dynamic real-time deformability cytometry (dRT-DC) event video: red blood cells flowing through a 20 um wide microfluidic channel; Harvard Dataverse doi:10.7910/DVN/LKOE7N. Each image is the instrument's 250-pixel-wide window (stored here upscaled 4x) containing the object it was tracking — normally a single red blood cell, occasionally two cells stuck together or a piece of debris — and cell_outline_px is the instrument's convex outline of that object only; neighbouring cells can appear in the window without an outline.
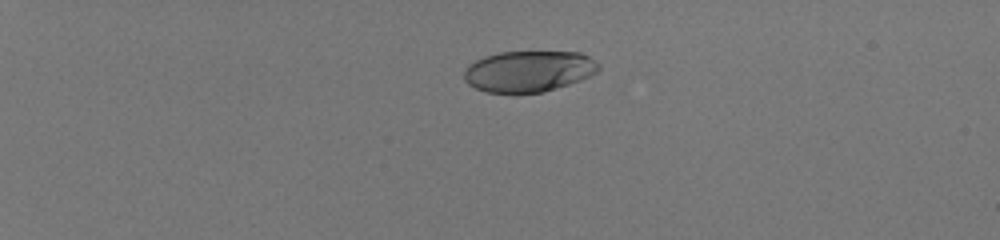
{"species": "human", "species_latin": "Homo sapiens", "temperature_condition": "room temperature", "stored_images_in_passage": 42, "camera_frame_rate_fps": 3000, "um_per_image_px": 0.085, "donor": {"sex": "male"}, "frame": {"image": 1, "passage_image": 1, "time_ms": 0.0, "image_size_px": [1000, 240], "cell_outline_px": [[600, 68], [596, 72], [580, 80], [544, 92], [488, 92], [476, 88], [468, 84], [464, 80], [464, 72], [468, 64], [484, 56], [500, 52], [580, 52], [596, 60], [600, 64]], "centroid_in_image_um": [44.94, 6.04], "position_along_channel_um": 40.1, "area_um2": 32.08}}
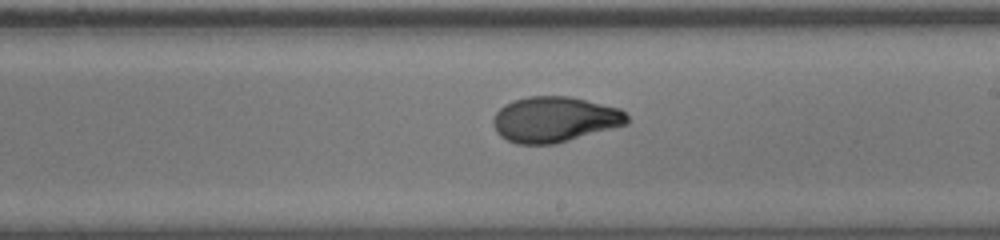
{"frame": {"image": 2, "passage_image": 24, "time_ms": 7.667, "image_size_px": [1000, 240], "cell_outline_px": [[628, 124], [556, 144], [516, 144], [500, 136], [496, 132], [492, 124], [492, 120], [496, 112], [504, 104], [512, 100], [528, 96], [572, 96], [620, 108], [628, 116]], "centroid_in_image_um": [47.13, 10.14], "position_along_channel_um": 241.9, "area_um2": 35.89}}
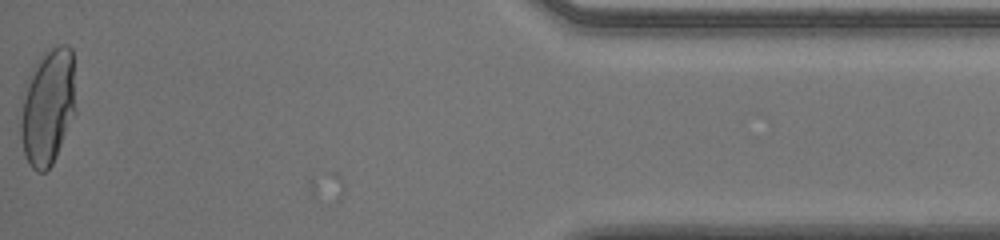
{"frame": {"image": 3, "passage_image": 42, "time_ms": 13.667, "image_size_px": [1000, 240], "cell_outline_px": [[76, 112], [56, 156], [52, 164], [44, 172], [36, 172], [28, 164], [24, 152], [20, 136], [20, 96], [24, 84], [36, 60], [56, 44], [68, 44], [72, 48], [76, 108]], "centroid_in_image_um": [4.04, 9.05], "position_along_channel_um": 431.2, "area_um2": 38.32}, "authors_computed_cell_mechanics": {"area_um2": 35.258, "velocity_mm_per_s": 4.061, "shape_relaxation_time_tau1_ms": 7.5307, "shape_relaxation_time_tau2_ms": null, "deformation_change_tau1": 0.2721, "deformation_change_tau2": null}}